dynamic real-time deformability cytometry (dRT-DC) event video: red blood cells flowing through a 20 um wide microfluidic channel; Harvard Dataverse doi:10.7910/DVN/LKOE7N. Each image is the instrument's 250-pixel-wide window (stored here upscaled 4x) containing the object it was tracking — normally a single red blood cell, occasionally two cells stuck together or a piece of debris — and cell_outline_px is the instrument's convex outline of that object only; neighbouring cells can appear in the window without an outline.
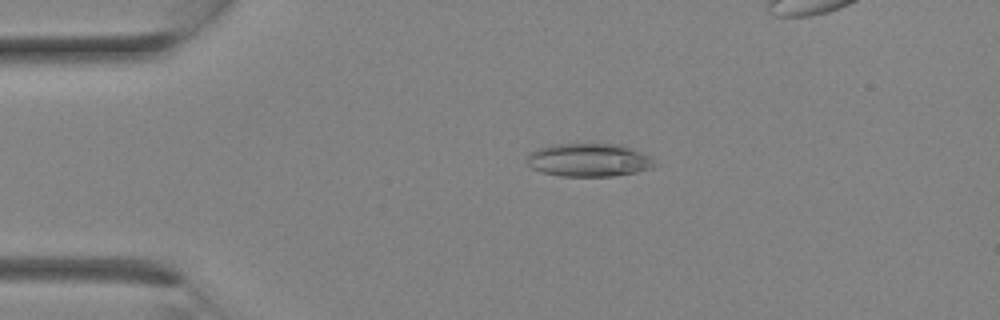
{"species": "Egyptian fruit bat (a non-hibernating species)", "species_latin": "Rousettus aegyptiacus", "temperature_condition": "room temperature", "stored_images_in_passage": 12, "camera_frame_rate_fps": 3000, "um_per_image_px": 0.085, "animal": {"sex": "female"}, "frame": {"image": 1, "passage_image": 1, "time_ms": 0.0, "image_size_px": [1000, 320], "cell_outline_px": [[652, 168], [636, 172], [612, 176], [560, 176], [544, 172], [532, 168], [528, 164], [528, 152], [552, 144], [592, 140], [624, 144], [648, 156], [652, 160]], "centroid_in_image_um": [50.03, 13.53], "position_along_channel_um": 35.0, "area_um2": 25.49}}
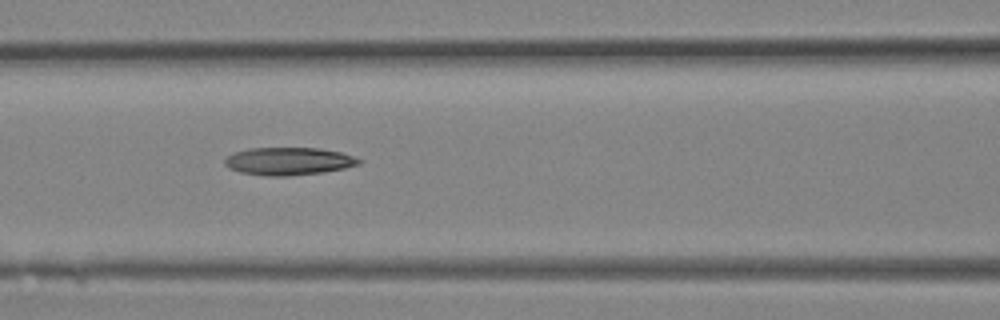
{"frame": {"image": 2, "passage_image": 7, "time_ms": 2.0, "image_size_px": [1000, 320], "cell_outline_px": [[364, 160], [360, 164], [344, 168], [324, 172], [284, 176], [268, 176], [240, 172], [228, 168], [224, 164], [224, 160], [232, 152], [248, 148], [320, 148], [340, 152]], "centroid_in_image_um": [24.51, 13.7], "position_along_channel_um": 142.1, "area_um2": 21.73}}
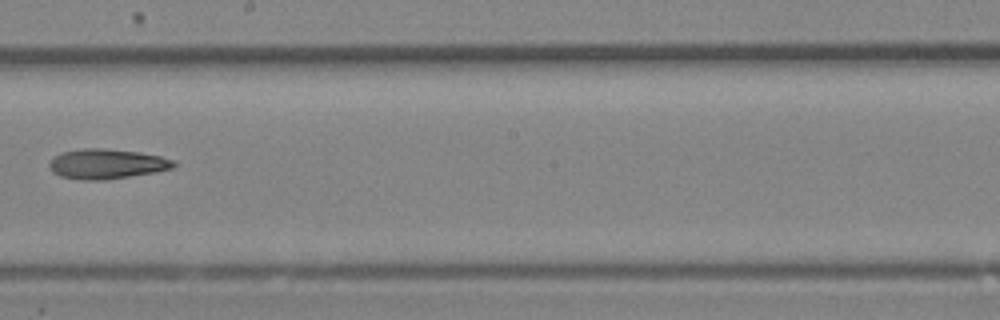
{"frame": {"image": 3, "passage_image": 11, "time_ms": 3.333, "image_size_px": [1000, 320], "cell_outline_px": [[176, 164], [172, 168], [156, 172], [104, 180], [80, 180], [60, 176], [52, 172], [48, 164], [56, 156], [64, 152], [84, 148], [100, 148], [140, 152], [160, 156], [172, 160]], "centroid_in_image_um": [9.07, 13.94], "position_along_channel_um": 239.1, "area_um2": 21.5}}